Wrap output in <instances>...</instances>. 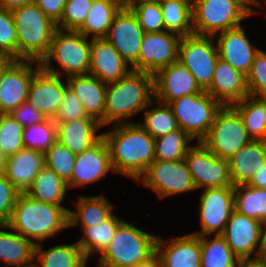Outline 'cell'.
<instances>
[{"label":"cell","instance_id":"6da1fadb","mask_svg":"<svg viewBox=\"0 0 266 267\" xmlns=\"http://www.w3.org/2000/svg\"><path fill=\"white\" fill-rule=\"evenodd\" d=\"M114 173L133 181L146 172L155 160V139L137 122L119 123L104 132Z\"/></svg>","mask_w":266,"mask_h":267},{"label":"cell","instance_id":"7a4b0ae2","mask_svg":"<svg viewBox=\"0 0 266 267\" xmlns=\"http://www.w3.org/2000/svg\"><path fill=\"white\" fill-rule=\"evenodd\" d=\"M69 210L64 206L37 201L25 193H20L6 224L37 245L38 242L41 243L69 227Z\"/></svg>","mask_w":266,"mask_h":267},{"label":"cell","instance_id":"3957f363","mask_svg":"<svg viewBox=\"0 0 266 267\" xmlns=\"http://www.w3.org/2000/svg\"><path fill=\"white\" fill-rule=\"evenodd\" d=\"M153 100L154 75L131 70L122 79L106 86L104 126L128 123Z\"/></svg>","mask_w":266,"mask_h":267},{"label":"cell","instance_id":"277c9868","mask_svg":"<svg viewBox=\"0 0 266 267\" xmlns=\"http://www.w3.org/2000/svg\"><path fill=\"white\" fill-rule=\"evenodd\" d=\"M17 32V60L40 62L48 53L56 23L35 4L11 10Z\"/></svg>","mask_w":266,"mask_h":267},{"label":"cell","instance_id":"5b68a950","mask_svg":"<svg viewBox=\"0 0 266 267\" xmlns=\"http://www.w3.org/2000/svg\"><path fill=\"white\" fill-rule=\"evenodd\" d=\"M158 236L122 221L110 244L101 252L97 267H136L156 255Z\"/></svg>","mask_w":266,"mask_h":267},{"label":"cell","instance_id":"8992f818","mask_svg":"<svg viewBox=\"0 0 266 267\" xmlns=\"http://www.w3.org/2000/svg\"><path fill=\"white\" fill-rule=\"evenodd\" d=\"M91 39L74 30L56 29L48 53L39 62L46 71L63 77L88 74ZM55 61L59 68L52 66Z\"/></svg>","mask_w":266,"mask_h":267},{"label":"cell","instance_id":"52a82bcc","mask_svg":"<svg viewBox=\"0 0 266 267\" xmlns=\"http://www.w3.org/2000/svg\"><path fill=\"white\" fill-rule=\"evenodd\" d=\"M256 12L244 0H192L193 32L214 36L242 25Z\"/></svg>","mask_w":266,"mask_h":267},{"label":"cell","instance_id":"ba28073f","mask_svg":"<svg viewBox=\"0 0 266 267\" xmlns=\"http://www.w3.org/2000/svg\"><path fill=\"white\" fill-rule=\"evenodd\" d=\"M177 119L179 128L190 137L201 142L209 133L216 113L222 105L208 92L190 94L168 104Z\"/></svg>","mask_w":266,"mask_h":267},{"label":"cell","instance_id":"9c48e42d","mask_svg":"<svg viewBox=\"0 0 266 267\" xmlns=\"http://www.w3.org/2000/svg\"><path fill=\"white\" fill-rule=\"evenodd\" d=\"M251 140L240 115L231 106H222L201 142L217 157L229 159Z\"/></svg>","mask_w":266,"mask_h":267},{"label":"cell","instance_id":"30bf717a","mask_svg":"<svg viewBox=\"0 0 266 267\" xmlns=\"http://www.w3.org/2000/svg\"><path fill=\"white\" fill-rule=\"evenodd\" d=\"M213 36L188 35L180 39L178 61L187 67L196 83L206 91L212 82L219 54Z\"/></svg>","mask_w":266,"mask_h":267},{"label":"cell","instance_id":"8fae6325","mask_svg":"<svg viewBox=\"0 0 266 267\" xmlns=\"http://www.w3.org/2000/svg\"><path fill=\"white\" fill-rule=\"evenodd\" d=\"M138 182L150 188L160 199L196 190L184 159L179 161L154 160Z\"/></svg>","mask_w":266,"mask_h":267},{"label":"cell","instance_id":"7c38bea8","mask_svg":"<svg viewBox=\"0 0 266 267\" xmlns=\"http://www.w3.org/2000/svg\"><path fill=\"white\" fill-rule=\"evenodd\" d=\"M184 160L196 189L233 186L229 160L217 157L202 142H196L187 151Z\"/></svg>","mask_w":266,"mask_h":267},{"label":"cell","instance_id":"4fadbf2b","mask_svg":"<svg viewBox=\"0 0 266 267\" xmlns=\"http://www.w3.org/2000/svg\"><path fill=\"white\" fill-rule=\"evenodd\" d=\"M199 220L201 231L193 232L197 236L221 235L234 207V187L203 189L199 199Z\"/></svg>","mask_w":266,"mask_h":267},{"label":"cell","instance_id":"5bb4252c","mask_svg":"<svg viewBox=\"0 0 266 267\" xmlns=\"http://www.w3.org/2000/svg\"><path fill=\"white\" fill-rule=\"evenodd\" d=\"M181 36L169 31L144 33L134 71L155 75L159 70L178 61Z\"/></svg>","mask_w":266,"mask_h":267},{"label":"cell","instance_id":"9a60e30c","mask_svg":"<svg viewBox=\"0 0 266 267\" xmlns=\"http://www.w3.org/2000/svg\"><path fill=\"white\" fill-rule=\"evenodd\" d=\"M40 67L38 61L21 59L6 67L0 78V114H9L27 101L32 78Z\"/></svg>","mask_w":266,"mask_h":267},{"label":"cell","instance_id":"2e32d148","mask_svg":"<svg viewBox=\"0 0 266 267\" xmlns=\"http://www.w3.org/2000/svg\"><path fill=\"white\" fill-rule=\"evenodd\" d=\"M261 225L257 219L232 212L221 236L239 259L261 256ZM254 253V254H253Z\"/></svg>","mask_w":266,"mask_h":267},{"label":"cell","instance_id":"e0dca14e","mask_svg":"<svg viewBox=\"0 0 266 267\" xmlns=\"http://www.w3.org/2000/svg\"><path fill=\"white\" fill-rule=\"evenodd\" d=\"M144 33L135 14L124 5L115 16L105 39L132 67L138 60Z\"/></svg>","mask_w":266,"mask_h":267},{"label":"cell","instance_id":"ac0fdd59","mask_svg":"<svg viewBox=\"0 0 266 267\" xmlns=\"http://www.w3.org/2000/svg\"><path fill=\"white\" fill-rule=\"evenodd\" d=\"M40 67L32 78L27 102L47 118L54 119L65 95L67 82ZM66 82V84L64 83Z\"/></svg>","mask_w":266,"mask_h":267},{"label":"cell","instance_id":"d6986e66","mask_svg":"<svg viewBox=\"0 0 266 267\" xmlns=\"http://www.w3.org/2000/svg\"><path fill=\"white\" fill-rule=\"evenodd\" d=\"M204 92L192 73L179 61L162 68L154 75V99L161 103L169 104L185 95Z\"/></svg>","mask_w":266,"mask_h":267},{"label":"cell","instance_id":"ffe728a7","mask_svg":"<svg viewBox=\"0 0 266 267\" xmlns=\"http://www.w3.org/2000/svg\"><path fill=\"white\" fill-rule=\"evenodd\" d=\"M110 171L114 172V169L108 145L102 137L91 148L76 155L71 180L68 182L69 188L98 182Z\"/></svg>","mask_w":266,"mask_h":267},{"label":"cell","instance_id":"44dd1931","mask_svg":"<svg viewBox=\"0 0 266 267\" xmlns=\"http://www.w3.org/2000/svg\"><path fill=\"white\" fill-rule=\"evenodd\" d=\"M213 37L217 38L219 58L247 76L260 49L251 44L243 26L219 32Z\"/></svg>","mask_w":266,"mask_h":267},{"label":"cell","instance_id":"7402d4cb","mask_svg":"<svg viewBox=\"0 0 266 267\" xmlns=\"http://www.w3.org/2000/svg\"><path fill=\"white\" fill-rule=\"evenodd\" d=\"M156 256L162 267H201L200 238L189 233L169 242L158 236Z\"/></svg>","mask_w":266,"mask_h":267},{"label":"cell","instance_id":"603a6c76","mask_svg":"<svg viewBox=\"0 0 266 267\" xmlns=\"http://www.w3.org/2000/svg\"><path fill=\"white\" fill-rule=\"evenodd\" d=\"M206 92L222 106H231L249 95L247 76L219 58Z\"/></svg>","mask_w":266,"mask_h":267},{"label":"cell","instance_id":"cb8c5ba5","mask_svg":"<svg viewBox=\"0 0 266 267\" xmlns=\"http://www.w3.org/2000/svg\"><path fill=\"white\" fill-rule=\"evenodd\" d=\"M132 68L105 38L91 39L90 69L88 74L106 84L125 77Z\"/></svg>","mask_w":266,"mask_h":267},{"label":"cell","instance_id":"d4e9b609","mask_svg":"<svg viewBox=\"0 0 266 267\" xmlns=\"http://www.w3.org/2000/svg\"><path fill=\"white\" fill-rule=\"evenodd\" d=\"M55 123L57 142L76 155L91 148L103 137L102 133H97L103 126L91 117Z\"/></svg>","mask_w":266,"mask_h":267},{"label":"cell","instance_id":"484cf974","mask_svg":"<svg viewBox=\"0 0 266 267\" xmlns=\"http://www.w3.org/2000/svg\"><path fill=\"white\" fill-rule=\"evenodd\" d=\"M67 86L82 103L88 117L104 127V110L107 84L90 74L65 77Z\"/></svg>","mask_w":266,"mask_h":267},{"label":"cell","instance_id":"4316f807","mask_svg":"<svg viewBox=\"0 0 266 267\" xmlns=\"http://www.w3.org/2000/svg\"><path fill=\"white\" fill-rule=\"evenodd\" d=\"M44 166L43 152L24 147L7 158L4 174L21 193H25Z\"/></svg>","mask_w":266,"mask_h":267},{"label":"cell","instance_id":"83f0119b","mask_svg":"<svg viewBox=\"0 0 266 267\" xmlns=\"http://www.w3.org/2000/svg\"><path fill=\"white\" fill-rule=\"evenodd\" d=\"M228 160L233 187L248 184L266 163V141L251 140Z\"/></svg>","mask_w":266,"mask_h":267},{"label":"cell","instance_id":"f1b7e54d","mask_svg":"<svg viewBox=\"0 0 266 267\" xmlns=\"http://www.w3.org/2000/svg\"><path fill=\"white\" fill-rule=\"evenodd\" d=\"M0 227L4 228L0 230V261L4 263L3 265L34 267L36 244L12 230L5 223L0 224Z\"/></svg>","mask_w":266,"mask_h":267},{"label":"cell","instance_id":"f546056e","mask_svg":"<svg viewBox=\"0 0 266 267\" xmlns=\"http://www.w3.org/2000/svg\"><path fill=\"white\" fill-rule=\"evenodd\" d=\"M124 5L125 0H93L85 22L77 31L89 39L105 38L115 16Z\"/></svg>","mask_w":266,"mask_h":267},{"label":"cell","instance_id":"4dcf8cb0","mask_svg":"<svg viewBox=\"0 0 266 267\" xmlns=\"http://www.w3.org/2000/svg\"><path fill=\"white\" fill-rule=\"evenodd\" d=\"M122 221L116 214L112 213L98 225L81 226L83 236L76 243L87 260L90 259V256L100 255L110 244L115 236L116 229Z\"/></svg>","mask_w":266,"mask_h":267},{"label":"cell","instance_id":"1f68e13d","mask_svg":"<svg viewBox=\"0 0 266 267\" xmlns=\"http://www.w3.org/2000/svg\"><path fill=\"white\" fill-rule=\"evenodd\" d=\"M79 201H75L74 210H69L68 220L69 227L77 226H92L98 225L106 220L114 211V205L103 195L98 196H78Z\"/></svg>","mask_w":266,"mask_h":267},{"label":"cell","instance_id":"d6a6232c","mask_svg":"<svg viewBox=\"0 0 266 267\" xmlns=\"http://www.w3.org/2000/svg\"><path fill=\"white\" fill-rule=\"evenodd\" d=\"M231 107L240 115L252 140L266 141V97L248 95Z\"/></svg>","mask_w":266,"mask_h":267},{"label":"cell","instance_id":"836d02e7","mask_svg":"<svg viewBox=\"0 0 266 267\" xmlns=\"http://www.w3.org/2000/svg\"><path fill=\"white\" fill-rule=\"evenodd\" d=\"M68 189V183L45 165L25 194L37 201L62 206Z\"/></svg>","mask_w":266,"mask_h":267},{"label":"cell","instance_id":"e575fe53","mask_svg":"<svg viewBox=\"0 0 266 267\" xmlns=\"http://www.w3.org/2000/svg\"><path fill=\"white\" fill-rule=\"evenodd\" d=\"M43 249L42 243L35 246L34 259L39 262H35L34 267H86L87 258L76 242Z\"/></svg>","mask_w":266,"mask_h":267},{"label":"cell","instance_id":"d590c367","mask_svg":"<svg viewBox=\"0 0 266 267\" xmlns=\"http://www.w3.org/2000/svg\"><path fill=\"white\" fill-rule=\"evenodd\" d=\"M160 7L165 31L181 37L194 34L192 0H164Z\"/></svg>","mask_w":266,"mask_h":267},{"label":"cell","instance_id":"8d00e7d4","mask_svg":"<svg viewBox=\"0 0 266 267\" xmlns=\"http://www.w3.org/2000/svg\"><path fill=\"white\" fill-rule=\"evenodd\" d=\"M153 104L157 107L148 109V107H153ZM146 108L143 110V121L138 123L154 139L179 129L177 119L168 104L154 99Z\"/></svg>","mask_w":266,"mask_h":267},{"label":"cell","instance_id":"74e56055","mask_svg":"<svg viewBox=\"0 0 266 267\" xmlns=\"http://www.w3.org/2000/svg\"><path fill=\"white\" fill-rule=\"evenodd\" d=\"M234 207L240 214L266 220V188L242 184L234 187Z\"/></svg>","mask_w":266,"mask_h":267},{"label":"cell","instance_id":"f35d334b","mask_svg":"<svg viewBox=\"0 0 266 267\" xmlns=\"http://www.w3.org/2000/svg\"><path fill=\"white\" fill-rule=\"evenodd\" d=\"M199 238L201 267H236L239 258L221 235H215L212 239L208 235Z\"/></svg>","mask_w":266,"mask_h":267},{"label":"cell","instance_id":"ab89813d","mask_svg":"<svg viewBox=\"0 0 266 267\" xmlns=\"http://www.w3.org/2000/svg\"><path fill=\"white\" fill-rule=\"evenodd\" d=\"M194 139L181 128L155 139V160L179 161L184 159Z\"/></svg>","mask_w":266,"mask_h":267},{"label":"cell","instance_id":"60d3db41","mask_svg":"<svg viewBox=\"0 0 266 267\" xmlns=\"http://www.w3.org/2000/svg\"><path fill=\"white\" fill-rule=\"evenodd\" d=\"M22 140L25 148L45 153L56 141V123L53 119L27 126L23 129Z\"/></svg>","mask_w":266,"mask_h":267},{"label":"cell","instance_id":"b9f144b4","mask_svg":"<svg viewBox=\"0 0 266 267\" xmlns=\"http://www.w3.org/2000/svg\"><path fill=\"white\" fill-rule=\"evenodd\" d=\"M23 129L10 113L0 114V149L7 158L24 148Z\"/></svg>","mask_w":266,"mask_h":267},{"label":"cell","instance_id":"7bdbcfd3","mask_svg":"<svg viewBox=\"0 0 266 267\" xmlns=\"http://www.w3.org/2000/svg\"><path fill=\"white\" fill-rule=\"evenodd\" d=\"M76 154L57 141L44 153L45 165L67 183L71 180Z\"/></svg>","mask_w":266,"mask_h":267},{"label":"cell","instance_id":"ee69618b","mask_svg":"<svg viewBox=\"0 0 266 267\" xmlns=\"http://www.w3.org/2000/svg\"><path fill=\"white\" fill-rule=\"evenodd\" d=\"M93 0H67L56 27L61 30L77 31L85 22Z\"/></svg>","mask_w":266,"mask_h":267},{"label":"cell","instance_id":"f6af8a7d","mask_svg":"<svg viewBox=\"0 0 266 267\" xmlns=\"http://www.w3.org/2000/svg\"><path fill=\"white\" fill-rule=\"evenodd\" d=\"M0 54L17 60V32L11 10L0 7Z\"/></svg>","mask_w":266,"mask_h":267},{"label":"cell","instance_id":"bcb514c9","mask_svg":"<svg viewBox=\"0 0 266 267\" xmlns=\"http://www.w3.org/2000/svg\"><path fill=\"white\" fill-rule=\"evenodd\" d=\"M126 6L135 14L145 33L165 31L160 5L142 4Z\"/></svg>","mask_w":266,"mask_h":267},{"label":"cell","instance_id":"7dc6e473","mask_svg":"<svg viewBox=\"0 0 266 267\" xmlns=\"http://www.w3.org/2000/svg\"><path fill=\"white\" fill-rule=\"evenodd\" d=\"M249 95L266 97V52L260 49L247 75Z\"/></svg>","mask_w":266,"mask_h":267},{"label":"cell","instance_id":"c3c4849f","mask_svg":"<svg viewBox=\"0 0 266 267\" xmlns=\"http://www.w3.org/2000/svg\"><path fill=\"white\" fill-rule=\"evenodd\" d=\"M81 118H88V115L78 97L69 87H67L65 89V95L60 105L59 112L53 121L67 122Z\"/></svg>","mask_w":266,"mask_h":267},{"label":"cell","instance_id":"681fc988","mask_svg":"<svg viewBox=\"0 0 266 267\" xmlns=\"http://www.w3.org/2000/svg\"><path fill=\"white\" fill-rule=\"evenodd\" d=\"M20 193L4 173L0 174V224L9 221Z\"/></svg>","mask_w":266,"mask_h":267},{"label":"cell","instance_id":"f907efd6","mask_svg":"<svg viewBox=\"0 0 266 267\" xmlns=\"http://www.w3.org/2000/svg\"><path fill=\"white\" fill-rule=\"evenodd\" d=\"M10 114L24 128L27 126H31L33 124L43 122L47 119V117L44 114L35 109L33 105H31L27 101L19 105Z\"/></svg>","mask_w":266,"mask_h":267},{"label":"cell","instance_id":"816d5d0a","mask_svg":"<svg viewBox=\"0 0 266 267\" xmlns=\"http://www.w3.org/2000/svg\"><path fill=\"white\" fill-rule=\"evenodd\" d=\"M66 3L67 0H35V4L55 23L60 20Z\"/></svg>","mask_w":266,"mask_h":267},{"label":"cell","instance_id":"f5cc1de1","mask_svg":"<svg viewBox=\"0 0 266 267\" xmlns=\"http://www.w3.org/2000/svg\"><path fill=\"white\" fill-rule=\"evenodd\" d=\"M236 267H266V257L239 259Z\"/></svg>","mask_w":266,"mask_h":267},{"label":"cell","instance_id":"db71d44e","mask_svg":"<svg viewBox=\"0 0 266 267\" xmlns=\"http://www.w3.org/2000/svg\"><path fill=\"white\" fill-rule=\"evenodd\" d=\"M248 185L253 187L266 188V163L252 177Z\"/></svg>","mask_w":266,"mask_h":267},{"label":"cell","instance_id":"11a10c76","mask_svg":"<svg viewBox=\"0 0 266 267\" xmlns=\"http://www.w3.org/2000/svg\"><path fill=\"white\" fill-rule=\"evenodd\" d=\"M31 3H35V0H0V7L13 10Z\"/></svg>","mask_w":266,"mask_h":267},{"label":"cell","instance_id":"9f6ffc18","mask_svg":"<svg viewBox=\"0 0 266 267\" xmlns=\"http://www.w3.org/2000/svg\"><path fill=\"white\" fill-rule=\"evenodd\" d=\"M261 256L266 257V220L261 225Z\"/></svg>","mask_w":266,"mask_h":267},{"label":"cell","instance_id":"6f0895ef","mask_svg":"<svg viewBox=\"0 0 266 267\" xmlns=\"http://www.w3.org/2000/svg\"><path fill=\"white\" fill-rule=\"evenodd\" d=\"M164 0H125V5L155 4L160 5Z\"/></svg>","mask_w":266,"mask_h":267},{"label":"cell","instance_id":"680465c9","mask_svg":"<svg viewBox=\"0 0 266 267\" xmlns=\"http://www.w3.org/2000/svg\"><path fill=\"white\" fill-rule=\"evenodd\" d=\"M13 61L9 56L0 54V78L6 67Z\"/></svg>","mask_w":266,"mask_h":267},{"label":"cell","instance_id":"91938a15","mask_svg":"<svg viewBox=\"0 0 266 267\" xmlns=\"http://www.w3.org/2000/svg\"><path fill=\"white\" fill-rule=\"evenodd\" d=\"M136 267H162L159 258L155 255L145 263L139 264Z\"/></svg>","mask_w":266,"mask_h":267},{"label":"cell","instance_id":"94428289","mask_svg":"<svg viewBox=\"0 0 266 267\" xmlns=\"http://www.w3.org/2000/svg\"><path fill=\"white\" fill-rule=\"evenodd\" d=\"M7 157L0 149V174L4 173Z\"/></svg>","mask_w":266,"mask_h":267},{"label":"cell","instance_id":"6125c7cd","mask_svg":"<svg viewBox=\"0 0 266 267\" xmlns=\"http://www.w3.org/2000/svg\"><path fill=\"white\" fill-rule=\"evenodd\" d=\"M256 13H258L255 9L254 6H261L263 7L261 0H244ZM253 6V7H252Z\"/></svg>","mask_w":266,"mask_h":267}]
</instances>
